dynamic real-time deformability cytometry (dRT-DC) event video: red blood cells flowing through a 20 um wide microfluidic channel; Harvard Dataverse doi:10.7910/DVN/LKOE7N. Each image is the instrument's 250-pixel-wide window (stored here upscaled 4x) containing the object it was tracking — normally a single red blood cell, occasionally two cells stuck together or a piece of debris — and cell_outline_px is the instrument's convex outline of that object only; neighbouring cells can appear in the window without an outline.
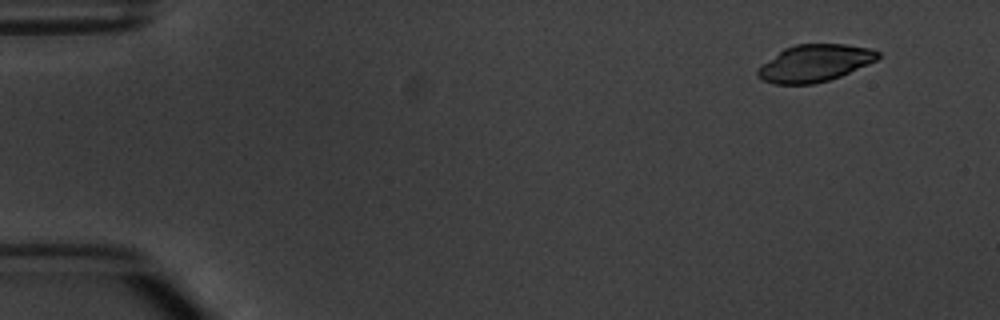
{"species": "common noctule bat (a hibernating species)", "species_latin": "Nyctalus noctula", "temperature_condition": "warm", "stored_images_in_passage": 4, "camera_frame_rate_fps": 3000, "um_per_image_px": 0.085, "animal": {"sex": "male", "body_mass_g": 20.1, "forearm_length_mm": 53.5}, "frame": {"image": 1, "passage_image": 2, "time_ms": 1.333, "image_size_px": [1000, 320], "cell_outline_px": [[880, 56], [876, 60], [868, 64], [840, 76], [828, 80], [812, 84], [772, 84], [756, 76], [756, 68], [784, 48], [796, 44], [844, 44], [868, 48], [880, 52]], "centroid_in_image_um": [69.21, 5.37], "position_along_channel_um": 15.8, "area_um2": 25.89}}